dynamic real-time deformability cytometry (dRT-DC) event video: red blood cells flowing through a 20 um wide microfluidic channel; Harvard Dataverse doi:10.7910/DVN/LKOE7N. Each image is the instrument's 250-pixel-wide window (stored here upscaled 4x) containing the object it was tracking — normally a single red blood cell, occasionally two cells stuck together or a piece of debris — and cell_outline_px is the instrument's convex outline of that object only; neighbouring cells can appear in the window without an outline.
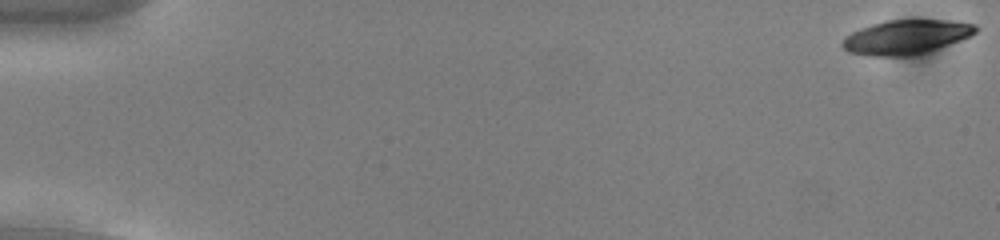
{"species": "common noctule bat (a hibernating species)", "species_latin": "Nyctalus noctula", "temperature_condition": "cold", "stored_images_in_passage": 55, "camera_frame_rate_fps": 3000, "um_per_image_px": 0.085, "animal": {"sex": "male", "body_mass_g": 13.0, "forearm_length_mm": 53.1}, "frame": {"image": 1, "passage_image": 1, "time_ms": 0.0, "image_size_px": [1000, 240], "cell_outline_px": [[980, 28], [972, 36], [920, 56], [868, 56], [848, 52], [840, 44], [844, 36], [860, 28], [872, 24], [888, 20], [948, 20], [976, 24]], "centroid_in_image_um": [77.05, 3.17], "position_along_channel_um": 7.9, "area_um2": 27.22}}
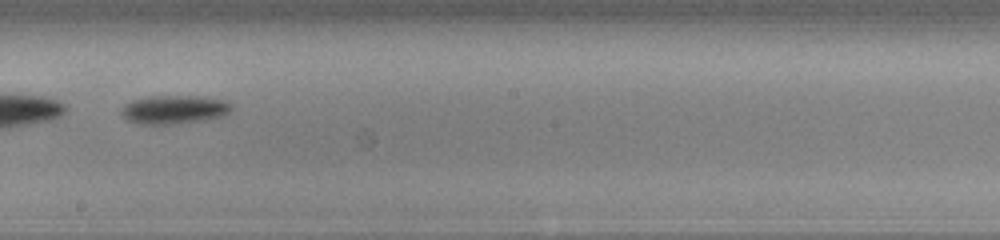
{"frame": {"image": 2, "passage_image": 33, "time_ms": 10.667, "image_size_px": [1000, 240], "cell_outline_px": [[232, 108], [224, 116], [208, 120], [176, 124], [140, 124], [128, 120], [120, 112], [120, 108], [124, 104], [132, 100], [148, 96], [204, 96], [228, 100], [232, 104]], "centroid_in_image_um": [14.84, 9.31], "position_along_channel_um": 233.4, "area_um2": 18.79}}
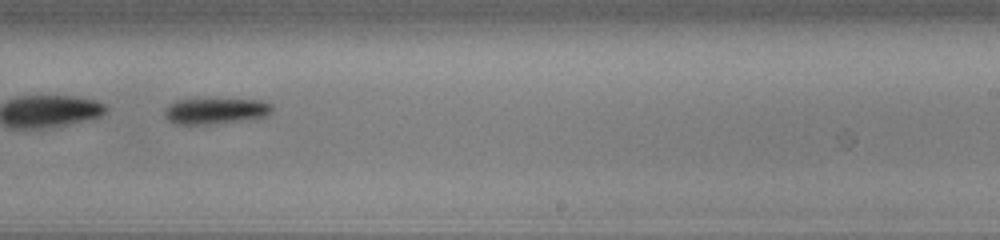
{"frame": {"image": 3, "passage_image": 36, "time_ms": 11.667, "image_size_px": [1000, 240], "cell_outline_px": [[272, 112], [268, 116], [256, 120], [212, 124], [176, 124], [168, 120], [164, 116], [164, 108], [168, 104], [176, 100], [208, 96], [264, 100], [272, 104]], "centroid_in_image_um": [18.38, 9.38], "position_along_channel_um": 270.6, "area_um2": 17.86}, "authors_computed_cell_mechanics": {"area_um2": 26.5302, "velocity_mm_per_s": 3.7481, "shape_relaxation_time_tau1_ms": 1.2427, "shape_relaxation_time_tau2_ms": null, "deformation_change_tau1": 0.1228, "deformation_change_tau2": null}}